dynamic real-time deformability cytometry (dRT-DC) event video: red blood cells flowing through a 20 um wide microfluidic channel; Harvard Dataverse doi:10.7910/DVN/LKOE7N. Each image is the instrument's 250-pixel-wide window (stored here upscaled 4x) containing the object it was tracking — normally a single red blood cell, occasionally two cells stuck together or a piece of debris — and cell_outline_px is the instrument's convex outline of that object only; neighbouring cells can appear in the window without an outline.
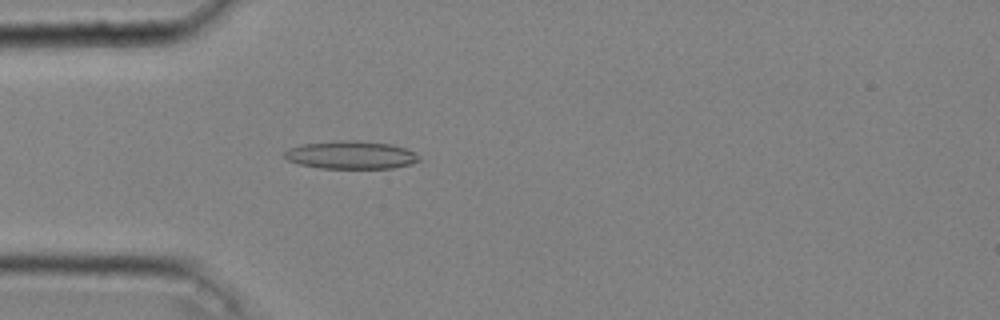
{"species": "common noctule bat (a hibernating species)", "species_latin": "Nyctalus noctula", "temperature_condition": "cold", "stored_images_in_passage": 46, "camera_frame_rate_fps": 3000, "um_per_image_px": 0.085, "animal": {"sex": "male", "body_mass_g": 20.4}, "frame": {"image": 1, "passage_image": 13, "time_ms": 4.0, "image_size_px": [1000, 320], "cell_outline_px": [[420, 160], [412, 164], [392, 168], [320, 168], [300, 164], [288, 160], [284, 156], [284, 152], [288, 148], [304, 144], [340, 140], [356, 140], [392, 144], [416, 152]], "centroid_in_image_um": [29.85, 13.17], "position_along_channel_um": 55.1, "area_um2": 21.91}}
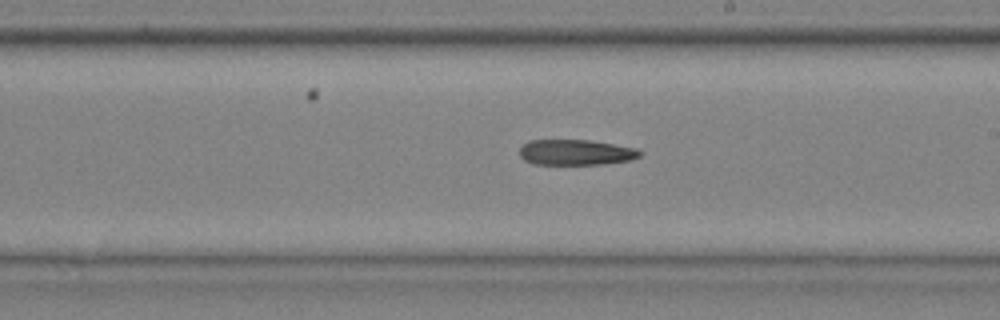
{"frame": {"image": 2, "passage_image": 27, "time_ms": 8.667, "image_size_px": [1000, 320], "cell_outline_px": [[644, 152], [640, 156], [632, 160], [604, 164], [532, 164], [524, 160], [520, 156], [520, 148], [528, 140], [588, 140], [636, 148]], "centroid_in_image_um": [48.96, 12.95], "position_along_channel_um": 240.0, "area_um2": 17.98}}
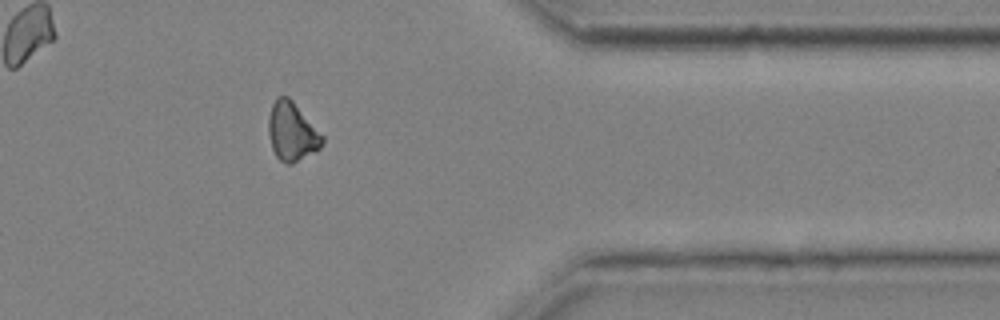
{"frame": {"image": 3, "passage_image": 39, "time_ms": 12.667, "image_size_px": [1000, 320], "cell_outline_px": [[324, 140], [320, 148], [316, 152], [292, 164], [284, 164], [276, 156], [272, 148], [268, 132], [268, 116], [272, 104], [276, 96], [288, 96], [292, 100], [324, 136]], "centroid_in_image_um": [24.81, 11.2], "position_along_channel_um": 386.6, "area_um2": 18.55}}